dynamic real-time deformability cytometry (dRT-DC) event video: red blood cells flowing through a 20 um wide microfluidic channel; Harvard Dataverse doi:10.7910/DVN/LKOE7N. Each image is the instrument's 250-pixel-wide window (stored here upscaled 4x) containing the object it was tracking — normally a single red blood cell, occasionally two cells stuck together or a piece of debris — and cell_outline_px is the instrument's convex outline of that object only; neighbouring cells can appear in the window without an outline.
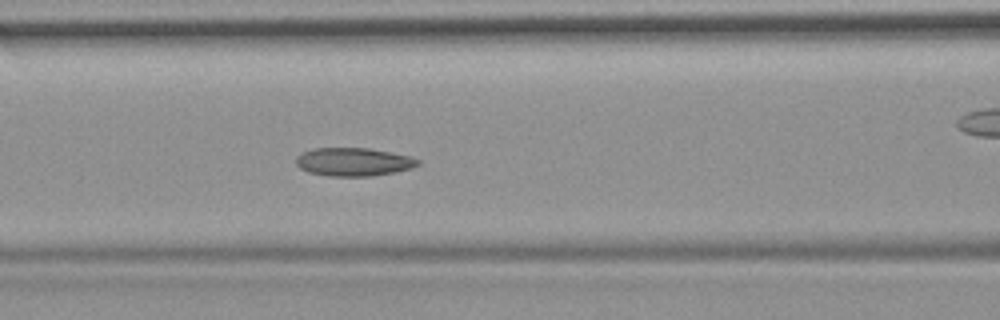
{"species": "common noctule bat (a hibernating species)", "species_latin": "Nyctalus noctula", "temperature_condition": "room temperature", "stored_images_in_passage": 35, "camera_frame_rate_fps": 3000, "um_per_image_px": 0.085, "animal": {"sex": "female", "body_mass_g": 19.9}, "frame": {"image": 1, "passage_image": 11, "time_ms": 3.333, "image_size_px": [1000, 320], "cell_outline_px": [[420, 164], [412, 168], [396, 172], [372, 176], [328, 176], [308, 172], [300, 168], [296, 164], [296, 156], [312, 148], [368, 148], [392, 152], [408, 156], [420, 160]], "centroid_in_image_um": [30.05, 13.76], "position_along_channel_um": 136.5, "area_um2": 20.17}, "authors_computed_cell_mechanics": {"area_um2": 19.941, "velocity_mm_per_s": 3.6975, "shape_relaxation_time_tau1_ms": null, "shape_relaxation_time_tau2_ms": 2.4749, "deformation_change_tau1": null, "deformation_change_tau2": 0.0756}}